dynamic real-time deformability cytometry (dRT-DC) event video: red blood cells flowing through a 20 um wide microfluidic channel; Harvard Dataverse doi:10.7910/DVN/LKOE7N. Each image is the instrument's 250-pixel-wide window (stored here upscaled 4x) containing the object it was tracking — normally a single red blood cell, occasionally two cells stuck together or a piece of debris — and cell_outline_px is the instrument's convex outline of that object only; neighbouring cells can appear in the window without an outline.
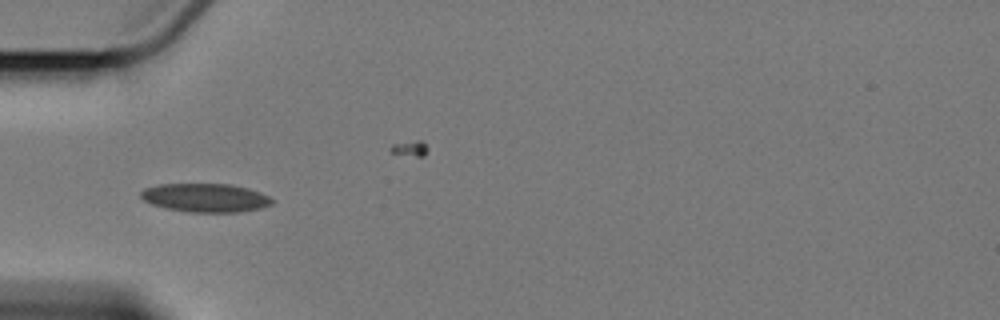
{"species": "Egyptian fruit bat (a non-hibernating species)", "species_latin": "Rousettus aegyptiacus", "temperature_condition": "cold", "stored_images_in_passage": 7, "camera_frame_rate_fps": 3000, "um_per_image_px": 0.085, "animal": {"sex": "female"}, "frame": {"image": 1, "passage_image": 5, "time_ms": 4.667, "image_size_px": [1000, 320], "cell_outline_px": [[272, 204], [260, 208], [240, 212], [188, 212], [164, 208], [152, 204], [144, 200], [140, 196], [140, 192], [144, 188], [160, 184], [232, 184], [248, 188], [260, 192], [268, 196], [272, 200]], "centroid_in_image_um": [17.44, 16.81], "position_along_channel_um": 67.6, "area_um2": 21.91}}